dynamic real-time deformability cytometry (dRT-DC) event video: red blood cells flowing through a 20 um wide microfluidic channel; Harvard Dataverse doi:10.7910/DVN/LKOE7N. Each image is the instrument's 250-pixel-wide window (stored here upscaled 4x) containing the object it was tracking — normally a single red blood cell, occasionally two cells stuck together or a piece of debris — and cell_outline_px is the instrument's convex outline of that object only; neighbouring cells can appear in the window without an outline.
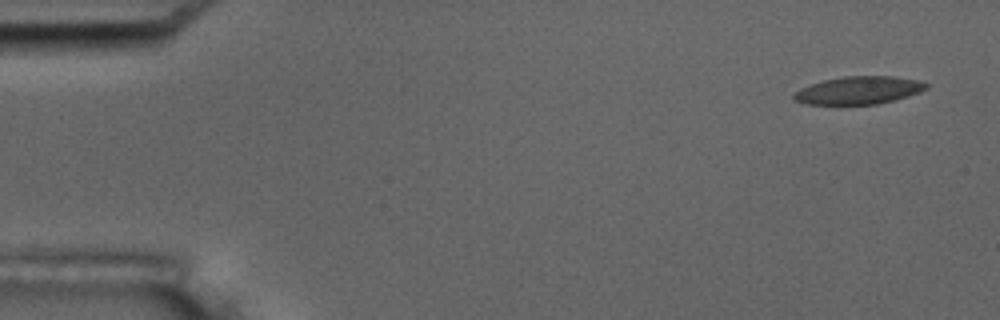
{"species": "common noctule bat (a hibernating species)", "species_latin": "Nyctalus noctula", "temperature_condition": "room temperature", "stored_images_in_passage": 5, "camera_frame_rate_fps": 3000, "um_per_image_px": 0.085, "animal": {"sex": "male", "body_mass_g": 17.5, "forearm_length_mm": 52.3}, "frame": {"image": 1, "passage_image": 1, "time_ms": 0.0, "image_size_px": [1000, 320], "cell_outline_px": [[928, 88], [920, 92], [908, 96], [876, 104], [804, 104], [792, 100], [792, 92], [800, 88], [824, 80], [844, 76], [892, 76], [920, 80], [928, 84]], "centroid_in_image_um": [72.96, 7.67], "position_along_channel_um": 12.0, "area_um2": 21.5}}